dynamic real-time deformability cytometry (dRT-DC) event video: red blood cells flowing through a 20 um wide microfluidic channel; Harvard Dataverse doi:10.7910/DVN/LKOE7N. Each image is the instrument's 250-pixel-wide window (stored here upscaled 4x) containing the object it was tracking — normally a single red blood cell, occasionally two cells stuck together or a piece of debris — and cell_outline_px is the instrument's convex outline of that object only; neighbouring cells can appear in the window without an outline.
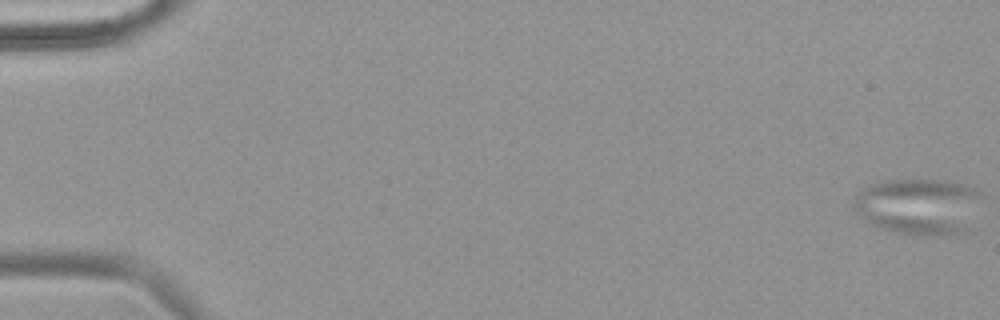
{"species": "common noctule bat (a hibernating species)", "species_latin": "Nyctalus noctula", "temperature_condition": "warm", "stored_images_in_passage": 56, "camera_frame_rate_fps": 3000, "um_per_image_px": 0.085, "animal": {"sex": "female", "body_mass_g": 18.4}, "frame": {"image": 1, "passage_image": 1, "time_ms": 0.0, "image_size_px": [1000, 320], "cell_outline_px": [[976, 196], [972, 232], [948, 236], [920, 236], [896, 232], [884, 228], [868, 220], [856, 208], [856, 196], [864, 188], [872, 184], [888, 180], [940, 180], [964, 184], [972, 188], [976, 192]], "centroid_in_image_um": [78.15, 17.58], "position_along_channel_um": 6.8, "area_um2": 41.15}}
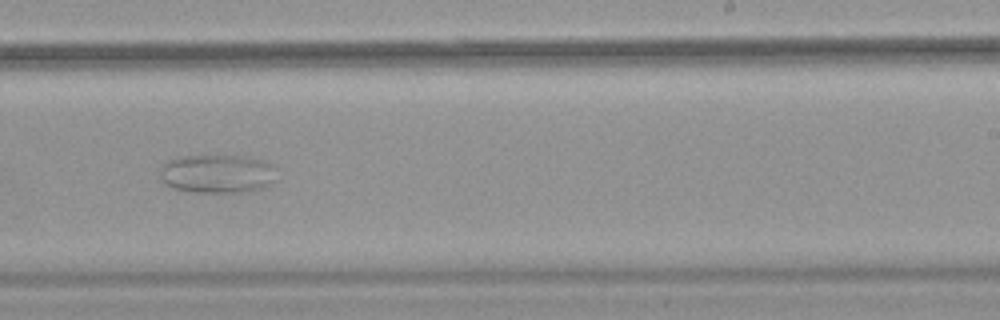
{"frame": {"image": 2, "passage_image": 36, "time_ms": 11.667, "image_size_px": [1000, 320], "cell_outline_px": [[272, 180], [268, 184], [260, 188], [240, 192], [196, 192], [172, 188], [164, 184], [160, 176], [160, 168], [168, 160], [176, 156], [248, 156], [264, 160], [272, 164]], "centroid_in_image_um": [18.38, 14.75], "position_along_channel_um": 270.6, "area_um2": 26.01}}
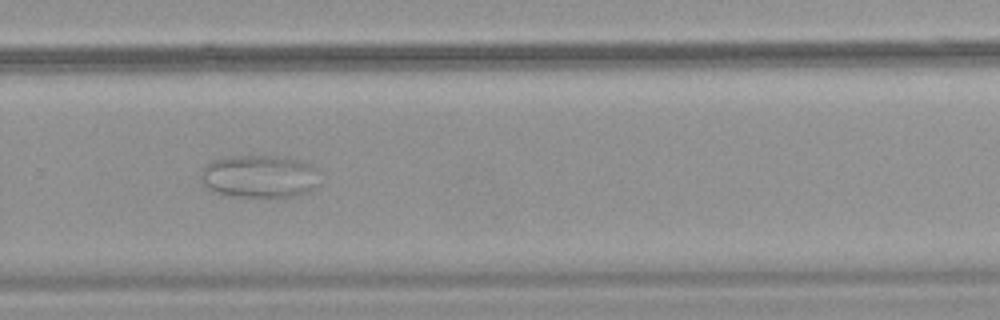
{"frame": {"image": 3, "passage_image": 39, "time_ms": 12.667, "image_size_px": [1000, 320], "cell_outline_px": [[320, 168], [316, 188], [312, 192], [296, 196], [276, 200], [224, 196], [212, 192], [200, 180], [200, 168], [204, 164], [212, 160], [232, 156], [284, 156], [300, 160], [312, 164]], "centroid_in_image_um": [22.08, 15.04], "position_along_channel_um": 307.7, "area_um2": 31.5}}